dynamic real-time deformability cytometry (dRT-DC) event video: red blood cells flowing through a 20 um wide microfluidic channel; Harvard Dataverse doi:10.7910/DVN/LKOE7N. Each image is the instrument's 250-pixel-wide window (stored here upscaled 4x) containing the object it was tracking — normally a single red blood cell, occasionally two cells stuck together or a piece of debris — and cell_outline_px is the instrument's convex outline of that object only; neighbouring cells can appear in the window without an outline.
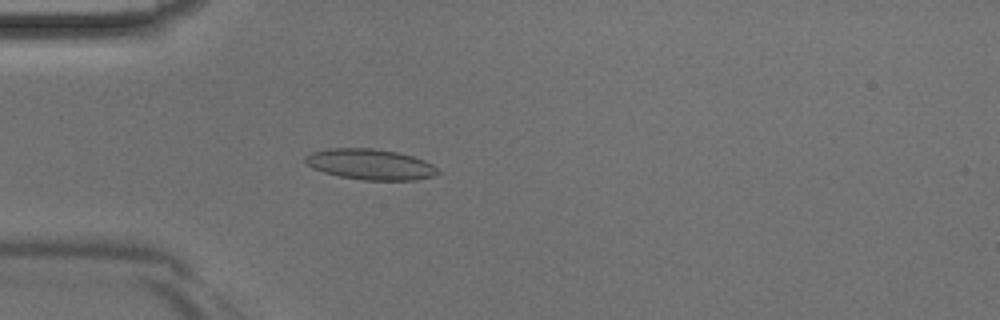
{"species": "Egyptian fruit bat (a non-hibernating species)", "species_latin": "Rousettus aegyptiacus", "temperature_condition": "room temperature", "stored_images_in_passage": 44, "camera_frame_rate_fps": 3000, "um_per_image_px": 0.085, "animal": {"sex": "male"}, "frame": {"image": 1, "passage_image": 12, "time_ms": 3.667, "image_size_px": [1000, 320], "cell_outline_px": [[440, 172], [432, 176], [416, 180], [364, 180], [340, 176], [324, 172], [312, 168], [304, 160], [304, 156], [312, 152], [328, 148], [372, 148], [396, 152], [412, 156], [424, 160], [440, 168]], "centroid_in_image_um": [31.49, 13.97], "position_along_channel_um": 53.5, "area_um2": 23.7}}
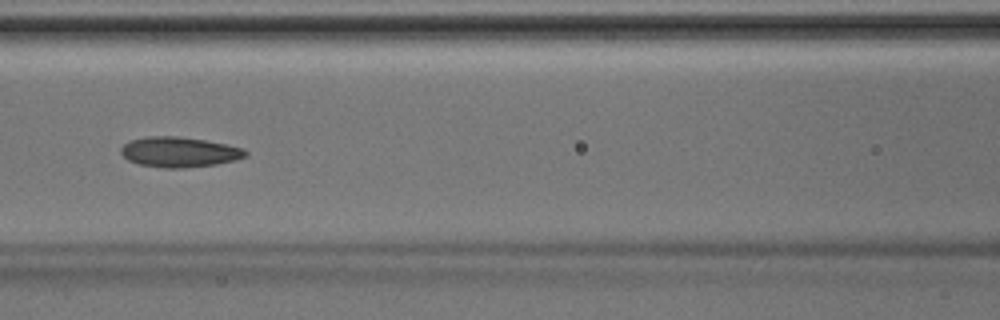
{"frame": {"image": 2, "passage_image": 19, "time_ms": 6.0, "image_size_px": [1000, 320], "cell_outline_px": [[248, 156], [236, 160], [216, 164], [184, 168], [164, 168], [140, 164], [128, 160], [120, 152], [120, 148], [124, 144], [132, 140], [144, 136], [176, 136], [204, 140], [244, 148], [248, 152]], "centroid_in_image_um": [15.25, 12.92], "position_along_channel_um": 151.4, "area_um2": 21.91}}
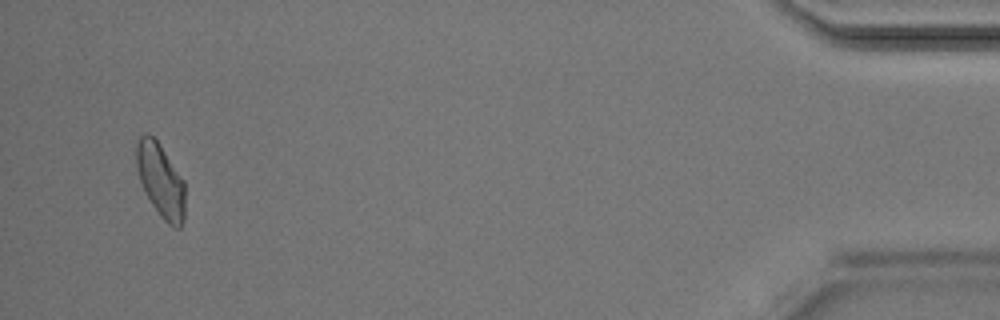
{"frame": {"image": 3, "passage_image": 42, "time_ms": 13.667, "image_size_px": [1000, 320], "cell_outline_px": [[184, 220], [180, 228], [176, 228], [168, 224], [160, 216], [144, 192], [140, 180], [136, 164], [136, 144], [140, 136], [148, 132], [156, 140], [184, 180]], "centroid_in_image_um": [13.65, 15.35], "position_along_channel_um": 421.6, "area_um2": 20.75}}